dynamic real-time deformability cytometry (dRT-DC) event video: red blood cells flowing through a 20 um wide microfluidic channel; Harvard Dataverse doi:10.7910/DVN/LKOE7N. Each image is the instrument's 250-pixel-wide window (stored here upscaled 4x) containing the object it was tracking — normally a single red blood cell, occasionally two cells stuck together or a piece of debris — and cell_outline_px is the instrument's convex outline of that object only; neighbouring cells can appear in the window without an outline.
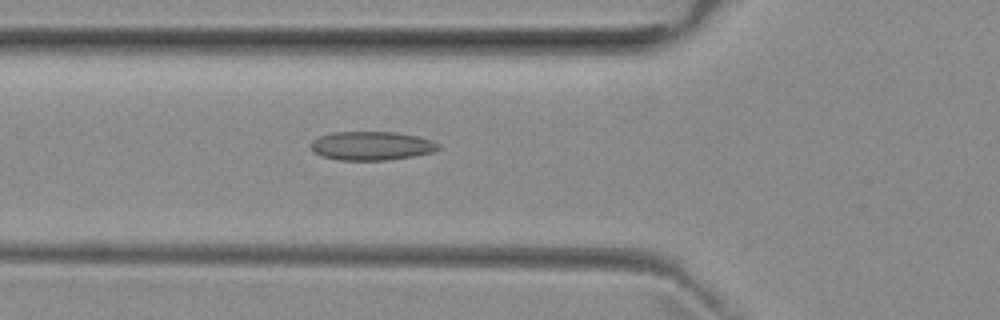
{"species": "common noctule bat (a hibernating species)", "species_latin": "Nyctalus noctula", "temperature_condition": "room temperature", "stored_images_in_passage": 51, "camera_frame_rate_fps": 3000, "um_per_image_px": 0.085, "animal": {"sex": "female", "body_mass_g": 29.2, "forearm_length_mm": 56.3}, "frame": {"image": 1, "passage_image": 18, "time_ms": 5.667, "image_size_px": [1000, 320], "cell_outline_px": [[440, 148], [432, 152], [412, 156], [388, 160], [340, 160], [320, 156], [312, 152], [312, 140], [320, 136], [332, 132], [396, 132], [416, 136], [432, 140], [440, 144]], "centroid_in_image_um": [31.57, 12.39], "position_along_channel_um": 94.2, "area_um2": 21.39}}
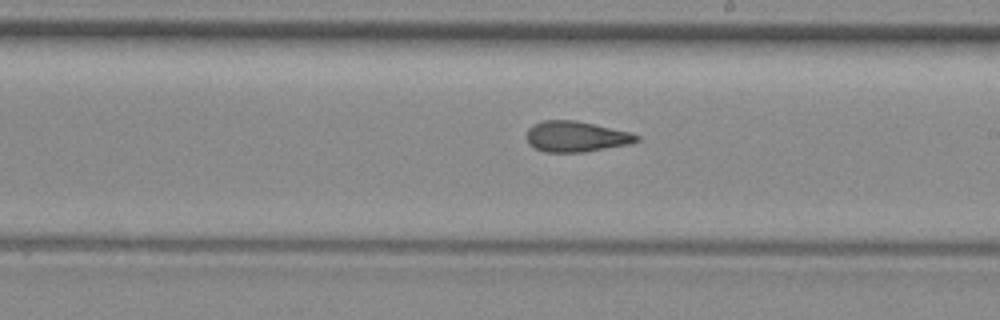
{"frame": {"image": 2, "passage_image": 29, "time_ms": 9.333, "image_size_px": [1000, 320], "cell_outline_px": [[640, 140], [632, 144], [584, 152], [544, 152], [528, 144], [528, 128], [532, 124], [544, 120], [576, 120], [632, 132], [640, 136]], "centroid_in_image_um": [49.01, 11.6], "position_along_channel_um": 240.0, "area_um2": 19.88}}
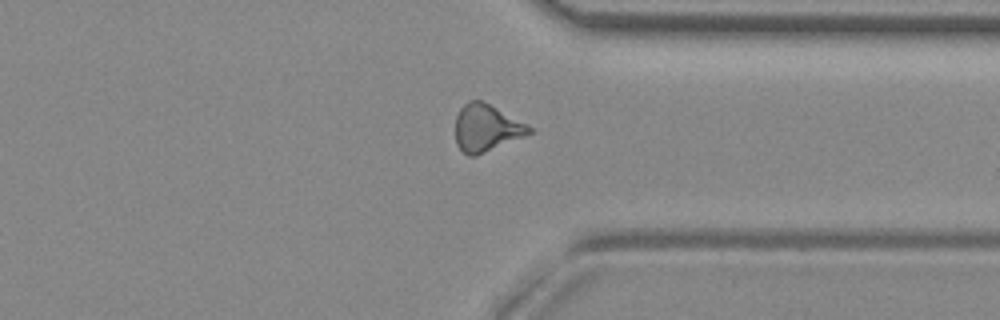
{"frame": {"image": 3, "passage_image": 39, "time_ms": 12.667, "image_size_px": [1000, 320], "cell_outline_px": [[532, 132], [524, 136], [476, 156], [468, 156], [456, 144], [456, 116], [460, 108], [468, 100], [480, 100], [528, 124], [532, 128]], "centroid_in_image_um": [41.33, 10.88], "position_along_channel_um": 370.1, "area_um2": 20.0}, "authors_computed_cell_mechanics": {"area_um2": 19.9988, "velocity_mm_per_s": 3.9683, "shape_relaxation_time_tau1_ms": null, "shape_relaxation_time_tau2_ms": 2.8869, "deformation_change_tau1": null, "deformation_change_tau2": 0.1018}}